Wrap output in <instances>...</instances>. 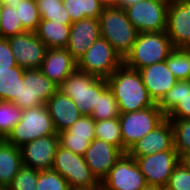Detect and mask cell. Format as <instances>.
Segmentation results:
<instances>
[{"label": "cell", "instance_id": "1", "mask_svg": "<svg viewBox=\"0 0 190 190\" xmlns=\"http://www.w3.org/2000/svg\"><path fill=\"white\" fill-rule=\"evenodd\" d=\"M106 81L118 103L120 113L138 111L156 104L144 86L138 70L124 63Z\"/></svg>", "mask_w": 190, "mask_h": 190}, {"label": "cell", "instance_id": "2", "mask_svg": "<svg viewBox=\"0 0 190 190\" xmlns=\"http://www.w3.org/2000/svg\"><path fill=\"white\" fill-rule=\"evenodd\" d=\"M100 35L114 48L122 60L131 52L139 31L129 21L125 9L105 6L99 17Z\"/></svg>", "mask_w": 190, "mask_h": 190}, {"label": "cell", "instance_id": "3", "mask_svg": "<svg viewBox=\"0 0 190 190\" xmlns=\"http://www.w3.org/2000/svg\"><path fill=\"white\" fill-rule=\"evenodd\" d=\"M174 49L166 31L141 32L123 63L132 69L139 70L165 61Z\"/></svg>", "mask_w": 190, "mask_h": 190}, {"label": "cell", "instance_id": "4", "mask_svg": "<svg viewBox=\"0 0 190 190\" xmlns=\"http://www.w3.org/2000/svg\"><path fill=\"white\" fill-rule=\"evenodd\" d=\"M108 87L106 79L76 69L59 86L70 97L83 115H90L100 95Z\"/></svg>", "mask_w": 190, "mask_h": 190}, {"label": "cell", "instance_id": "5", "mask_svg": "<svg viewBox=\"0 0 190 190\" xmlns=\"http://www.w3.org/2000/svg\"><path fill=\"white\" fill-rule=\"evenodd\" d=\"M57 134L46 104L25 109L21 120L13 127L5 140L22 147L26 143L48 135Z\"/></svg>", "mask_w": 190, "mask_h": 190}, {"label": "cell", "instance_id": "6", "mask_svg": "<svg viewBox=\"0 0 190 190\" xmlns=\"http://www.w3.org/2000/svg\"><path fill=\"white\" fill-rule=\"evenodd\" d=\"M52 170L66 179L71 190L100 189V182L92 174L84 157L60 145L54 157Z\"/></svg>", "mask_w": 190, "mask_h": 190}, {"label": "cell", "instance_id": "7", "mask_svg": "<svg viewBox=\"0 0 190 190\" xmlns=\"http://www.w3.org/2000/svg\"><path fill=\"white\" fill-rule=\"evenodd\" d=\"M166 116L157 103L142 110L120 113L119 122L123 140V153H126L137 141L160 125Z\"/></svg>", "mask_w": 190, "mask_h": 190}, {"label": "cell", "instance_id": "8", "mask_svg": "<svg viewBox=\"0 0 190 190\" xmlns=\"http://www.w3.org/2000/svg\"><path fill=\"white\" fill-rule=\"evenodd\" d=\"M122 63L113 46L100 36L78 59L77 69L107 79Z\"/></svg>", "mask_w": 190, "mask_h": 190}, {"label": "cell", "instance_id": "9", "mask_svg": "<svg viewBox=\"0 0 190 190\" xmlns=\"http://www.w3.org/2000/svg\"><path fill=\"white\" fill-rule=\"evenodd\" d=\"M167 0H142L125 8L129 21L141 32L166 31Z\"/></svg>", "mask_w": 190, "mask_h": 190}, {"label": "cell", "instance_id": "10", "mask_svg": "<svg viewBox=\"0 0 190 190\" xmlns=\"http://www.w3.org/2000/svg\"><path fill=\"white\" fill-rule=\"evenodd\" d=\"M57 91L58 85L40 69L25 70L19 96L13 103L21 110L44 105Z\"/></svg>", "mask_w": 190, "mask_h": 190}, {"label": "cell", "instance_id": "11", "mask_svg": "<svg viewBox=\"0 0 190 190\" xmlns=\"http://www.w3.org/2000/svg\"><path fill=\"white\" fill-rule=\"evenodd\" d=\"M133 158L145 176L147 184L156 185L163 189L167 185L173 170L181 161L176 149Z\"/></svg>", "mask_w": 190, "mask_h": 190}, {"label": "cell", "instance_id": "12", "mask_svg": "<svg viewBox=\"0 0 190 190\" xmlns=\"http://www.w3.org/2000/svg\"><path fill=\"white\" fill-rule=\"evenodd\" d=\"M146 179L135 159L127 153L116 161L108 175L100 183L101 190H140Z\"/></svg>", "mask_w": 190, "mask_h": 190}, {"label": "cell", "instance_id": "13", "mask_svg": "<svg viewBox=\"0 0 190 190\" xmlns=\"http://www.w3.org/2000/svg\"><path fill=\"white\" fill-rule=\"evenodd\" d=\"M7 39L18 66L24 70L40 69L47 47L35 32L26 31Z\"/></svg>", "mask_w": 190, "mask_h": 190}, {"label": "cell", "instance_id": "14", "mask_svg": "<svg viewBox=\"0 0 190 190\" xmlns=\"http://www.w3.org/2000/svg\"><path fill=\"white\" fill-rule=\"evenodd\" d=\"M58 147V133L35 139L20 147L22 163L38 171L52 170Z\"/></svg>", "mask_w": 190, "mask_h": 190}, {"label": "cell", "instance_id": "15", "mask_svg": "<svg viewBox=\"0 0 190 190\" xmlns=\"http://www.w3.org/2000/svg\"><path fill=\"white\" fill-rule=\"evenodd\" d=\"M166 33L174 48L190 49V0L169 3Z\"/></svg>", "mask_w": 190, "mask_h": 190}, {"label": "cell", "instance_id": "16", "mask_svg": "<svg viewBox=\"0 0 190 190\" xmlns=\"http://www.w3.org/2000/svg\"><path fill=\"white\" fill-rule=\"evenodd\" d=\"M123 152L101 139H93L83 157L92 174L101 183Z\"/></svg>", "mask_w": 190, "mask_h": 190}, {"label": "cell", "instance_id": "17", "mask_svg": "<svg viewBox=\"0 0 190 190\" xmlns=\"http://www.w3.org/2000/svg\"><path fill=\"white\" fill-rule=\"evenodd\" d=\"M170 149H175L174 131L170 120L166 118L155 129L133 144L126 153L131 157H143Z\"/></svg>", "mask_w": 190, "mask_h": 190}, {"label": "cell", "instance_id": "18", "mask_svg": "<svg viewBox=\"0 0 190 190\" xmlns=\"http://www.w3.org/2000/svg\"><path fill=\"white\" fill-rule=\"evenodd\" d=\"M58 136L61 147L83 156L90 142L95 139V120L90 115H82L67 130L58 133Z\"/></svg>", "mask_w": 190, "mask_h": 190}, {"label": "cell", "instance_id": "19", "mask_svg": "<svg viewBox=\"0 0 190 190\" xmlns=\"http://www.w3.org/2000/svg\"><path fill=\"white\" fill-rule=\"evenodd\" d=\"M167 119H190V80H180L157 103Z\"/></svg>", "mask_w": 190, "mask_h": 190}, {"label": "cell", "instance_id": "20", "mask_svg": "<svg viewBox=\"0 0 190 190\" xmlns=\"http://www.w3.org/2000/svg\"><path fill=\"white\" fill-rule=\"evenodd\" d=\"M99 19L86 18L71 24L67 51L78 59L100 37Z\"/></svg>", "mask_w": 190, "mask_h": 190}, {"label": "cell", "instance_id": "21", "mask_svg": "<svg viewBox=\"0 0 190 190\" xmlns=\"http://www.w3.org/2000/svg\"><path fill=\"white\" fill-rule=\"evenodd\" d=\"M150 97L158 103L178 81L166 65V61L154 63L138 70Z\"/></svg>", "mask_w": 190, "mask_h": 190}, {"label": "cell", "instance_id": "22", "mask_svg": "<svg viewBox=\"0 0 190 190\" xmlns=\"http://www.w3.org/2000/svg\"><path fill=\"white\" fill-rule=\"evenodd\" d=\"M77 69V61L66 48H49L46 50L40 70L56 85H60Z\"/></svg>", "mask_w": 190, "mask_h": 190}, {"label": "cell", "instance_id": "23", "mask_svg": "<svg viewBox=\"0 0 190 190\" xmlns=\"http://www.w3.org/2000/svg\"><path fill=\"white\" fill-rule=\"evenodd\" d=\"M46 106L57 133L67 130L83 115L73 100L60 90L46 102Z\"/></svg>", "mask_w": 190, "mask_h": 190}, {"label": "cell", "instance_id": "24", "mask_svg": "<svg viewBox=\"0 0 190 190\" xmlns=\"http://www.w3.org/2000/svg\"><path fill=\"white\" fill-rule=\"evenodd\" d=\"M22 166L20 148L0 141V185L8 187Z\"/></svg>", "mask_w": 190, "mask_h": 190}, {"label": "cell", "instance_id": "25", "mask_svg": "<svg viewBox=\"0 0 190 190\" xmlns=\"http://www.w3.org/2000/svg\"><path fill=\"white\" fill-rule=\"evenodd\" d=\"M70 28L71 25L41 20L35 33L43 41L47 49L66 48L69 41Z\"/></svg>", "mask_w": 190, "mask_h": 190}, {"label": "cell", "instance_id": "26", "mask_svg": "<svg viewBox=\"0 0 190 190\" xmlns=\"http://www.w3.org/2000/svg\"><path fill=\"white\" fill-rule=\"evenodd\" d=\"M62 4L72 23L86 18L99 19L105 7L102 0H62Z\"/></svg>", "mask_w": 190, "mask_h": 190}, {"label": "cell", "instance_id": "27", "mask_svg": "<svg viewBox=\"0 0 190 190\" xmlns=\"http://www.w3.org/2000/svg\"><path fill=\"white\" fill-rule=\"evenodd\" d=\"M3 4L17 10L26 31L35 32L37 30L41 17L36 0H6Z\"/></svg>", "mask_w": 190, "mask_h": 190}, {"label": "cell", "instance_id": "28", "mask_svg": "<svg viewBox=\"0 0 190 190\" xmlns=\"http://www.w3.org/2000/svg\"><path fill=\"white\" fill-rule=\"evenodd\" d=\"M24 71L18 65L11 68V71H0V100L14 102L17 99Z\"/></svg>", "mask_w": 190, "mask_h": 190}, {"label": "cell", "instance_id": "29", "mask_svg": "<svg viewBox=\"0 0 190 190\" xmlns=\"http://www.w3.org/2000/svg\"><path fill=\"white\" fill-rule=\"evenodd\" d=\"M165 61L178 81L190 80V49L175 48Z\"/></svg>", "mask_w": 190, "mask_h": 190}, {"label": "cell", "instance_id": "30", "mask_svg": "<svg viewBox=\"0 0 190 190\" xmlns=\"http://www.w3.org/2000/svg\"><path fill=\"white\" fill-rule=\"evenodd\" d=\"M90 116L95 121L119 118L118 103L108 87L98 95V102L90 113Z\"/></svg>", "mask_w": 190, "mask_h": 190}, {"label": "cell", "instance_id": "31", "mask_svg": "<svg viewBox=\"0 0 190 190\" xmlns=\"http://www.w3.org/2000/svg\"><path fill=\"white\" fill-rule=\"evenodd\" d=\"M95 138L104 140L123 152V140L119 118L95 121Z\"/></svg>", "mask_w": 190, "mask_h": 190}, {"label": "cell", "instance_id": "32", "mask_svg": "<svg viewBox=\"0 0 190 190\" xmlns=\"http://www.w3.org/2000/svg\"><path fill=\"white\" fill-rule=\"evenodd\" d=\"M41 20L71 25V18L62 4V0H36Z\"/></svg>", "mask_w": 190, "mask_h": 190}, {"label": "cell", "instance_id": "33", "mask_svg": "<svg viewBox=\"0 0 190 190\" xmlns=\"http://www.w3.org/2000/svg\"><path fill=\"white\" fill-rule=\"evenodd\" d=\"M174 131V147L180 158L190 155V119H169Z\"/></svg>", "mask_w": 190, "mask_h": 190}, {"label": "cell", "instance_id": "34", "mask_svg": "<svg viewBox=\"0 0 190 190\" xmlns=\"http://www.w3.org/2000/svg\"><path fill=\"white\" fill-rule=\"evenodd\" d=\"M26 32L16 9L4 5L0 16V37L8 38Z\"/></svg>", "mask_w": 190, "mask_h": 190}, {"label": "cell", "instance_id": "35", "mask_svg": "<svg viewBox=\"0 0 190 190\" xmlns=\"http://www.w3.org/2000/svg\"><path fill=\"white\" fill-rule=\"evenodd\" d=\"M21 110L15 103L0 100V134L6 138L13 127L21 120Z\"/></svg>", "mask_w": 190, "mask_h": 190}, {"label": "cell", "instance_id": "36", "mask_svg": "<svg viewBox=\"0 0 190 190\" xmlns=\"http://www.w3.org/2000/svg\"><path fill=\"white\" fill-rule=\"evenodd\" d=\"M36 190H71L68 182L53 170L39 171Z\"/></svg>", "mask_w": 190, "mask_h": 190}, {"label": "cell", "instance_id": "37", "mask_svg": "<svg viewBox=\"0 0 190 190\" xmlns=\"http://www.w3.org/2000/svg\"><path fill=\"white\" fill-rule=\"evenodd\" d=\"M39 171L22 166L8 186L11 190H36Z\"/></svg>", "mask_w": 190, "mask_h": 190}, {"label": "cell", "instance_id": "38", "mask_svg": "<svg viewBox=\"0 0 190 190\" xmlns=\"http://www.w3.org/2000/svg\"><path fill=\"white\" fill-rule=\"evenodd\" d=\"M163 190H190V171L182 161L173 170Z\"/></svg>", "mask_w": 190, "mask_h": 190}, {"label": "cell", "instance_id": "39", "mask_svg": "<svg viewBox=\"0 0 190 190\" xmlns=\"http://www.w3.org/2000/svg\"><path fill=\"white\" fill-rule=\"evenodd\" d=\"M17 65L8 39L0 37V71H11Z\"/></svg>", "mask_w": 190, "mask_h": 190}, {"label": "cell", "instance_id": "40", "mask_svg": "<svg viewBox=\"0 0 190 190\" xmlns=\"http://www.w3.org/2000/svg\"><path fill=\"white\" fill-rule=\"evenodd\" d=\"M139 1H142V0H120L118 6L121 7L122 9H125L126 7L136 4Z\"/></svg>", "mask_w": 190, "mask_h": 190}, {"label": "cell", "instance_id": "41", "mask_svg": "<svg viewBox=\"0 0 190 190\" xmlns=\"http://www.w3.org/2000/svg\"><path fill=\"white\" fill-rule=\"evenodd\" d=\"M140 190H163V188L156 185L146 184Z\"/></svg>", "mask_w": 190, "mask_h": 190}, {"label": "cell", "instance_id": "42", "mask_svg": "<svg viewBox=\"0 0 190 190\" xmlns=\"http://www.w3.org/2000/svg\"><path fill=\"white\" fill-rule=\"evenodd\" d=\"M105 6H118L120 0H102Z\"/></svg>", "mask_w": 190, "mask_h": 190}, {"label": "cell", "instance_id": "43", "mask_svg": "<svg viewBox=\"0 0 190 190\" xmlns=\"http://www.w3.org/2000/svg\"><path fill=\"white\" fill-rule=\"evenodd\" d=\"M181 161L187 166L188 170L190 171V155L182 158Z\"/></svg>", "mask_w": 190, "mask_h": 190}, {"label": "cell", "instance_id": "44", "mask_svg": "<svg viewBox=\"0 0 190 190\" xmlns=\"http://www.w3.org/2000/svg\"><path fill=\"white\" fill-rule=\"evenodd\" d=\"M0 190H11L9 187L2 186Z\"/></svg>", "mask_w": 190, "mask_h": 190}, {"label": "cell", "instance_id": "45", "mask_svg": "<svg viewBox=\"0 0 190 190\" xmlns=\"http://www.w3.org/2000/svg\"><path fill=\"white\" fill-rule=\"evenodd\" d=\"M2 6H3V3L0 1V16H1V12H2Z\"/></svg>", "mask_w": 190, "mask_h": 190}, {"label": "cell", "instance_id": "46", "mask_svg": "<svg viewBox=\"0 0 190 190\" xmlns=\"http://www.w3.org/2000/svg\"><path fill=\"white\" fill-rule=\"evenodd\" d=\"M169 3L175 2V1H184V0H167Z\"/></svg>", "mask_w": 190, "mask_h": 190}, {"label": "cell", "instance_id": "47", "mask_svg": "<svg viewBox=\"0 0 190 190\" xmlns=\"http://www.w3.org/2000/svg\"><path fill=\"white\" fill-rule=\"evenodd\" d=\"M5 140V138L0 134V141Z\"/></svg>", "mask_w": 190, "mask_h": 190}, {"label": "cell", "instance_id": "48", "mask_svg": "<svg viewBox=\"0 0 190 190\" xmlns=\"http://www.w3.org/2000/svg\"><path fill=\"white\" fill-rule=\"evenodd\" d=\"M2 3H4L6 0H0ZM11 1H15V0H11Z\"/></svg>", "mask_w": 190, "mask_h": 190}]
</instances>
